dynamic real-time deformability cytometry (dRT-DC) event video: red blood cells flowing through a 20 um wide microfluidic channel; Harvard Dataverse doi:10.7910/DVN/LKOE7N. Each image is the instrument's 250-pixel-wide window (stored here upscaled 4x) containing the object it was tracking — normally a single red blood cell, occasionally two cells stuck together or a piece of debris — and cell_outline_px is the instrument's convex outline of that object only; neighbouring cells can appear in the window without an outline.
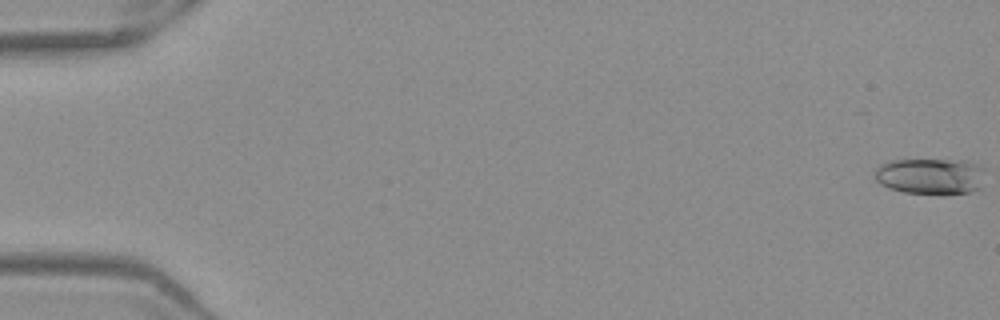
{"species": "Egyptian fruit bat (a non-hibernating species)", "species_latin": "Rousettus aegyptiacus", "temperature_condition": "warm", "stored_images_in_passage": 50, "camera_frame_rate_fps": 3000, "um_per_image_px": 0.085, "frame": {"image": 1, "passage_image": 1, "time_ms": 0.0, "image_size_px": [1000, 320], "cell_outline_px": [[984, 168], [980, 188], [968, 192], [904, 192], [888, 188], [880, 184], [876, 180], [872, 172], [880, 164], [888, 160], [964, 160], [976, 164]], "centroid_in_image_um": [79.02, 14.94], "position_along_channel_um": 6.0, "area_um2": 22.89}}
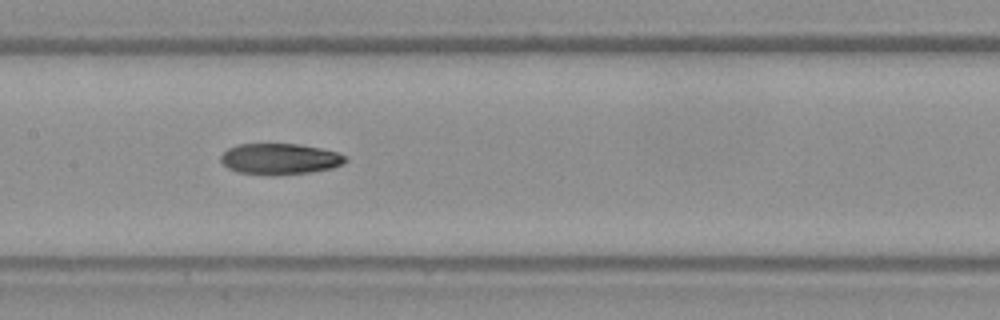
{"frame": {"image": 2, "passage_image": 27, "time_ms": 8.667, "image_size_px": [1000, 320], "cell_outline_px": [[348, 160], [332, 168], [308, 172], [272, 176], [236, 172], [228, 168], [220, 160], [220, 156], [228, 148], [236, 144], [300, 144], [320, 148], [336, 152], [344, 156]], "centroid_in_image_um": [23.73, 13.51], "position_along_channel_um": 183.7, "area_um2": 22.54}}
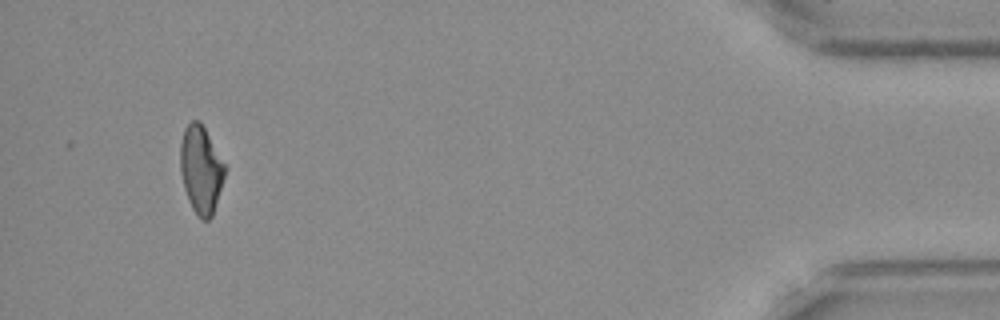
{"frame": {"image": 3, "passage_image": 50, "time_ms": 16.333, "image_size_px": [1000, 320], "cell_outline_px": [[228, 168], [212, 216], [208, 220], [200, 220], [192, 208], [188, 200], [184, 188], [180, 172], [180, 144], [184, 128], [192, 120], [200, 120]], "centroid_in_image_um": [17.09, 14.41], "position_along_channel_um": 418.1, "area_um2": 23.12}, "authors_computed_cell_mechanics": {"area_um2": 22.5998, "velocity_mm_per_s": 3.9683, "shape_relaxation_time_tau1_ms": null, "shape_relaxation_time_tau2_ms": 4.0992, "deformation_change_tau1": null, "deformation_change_tau2": 0.1181}}